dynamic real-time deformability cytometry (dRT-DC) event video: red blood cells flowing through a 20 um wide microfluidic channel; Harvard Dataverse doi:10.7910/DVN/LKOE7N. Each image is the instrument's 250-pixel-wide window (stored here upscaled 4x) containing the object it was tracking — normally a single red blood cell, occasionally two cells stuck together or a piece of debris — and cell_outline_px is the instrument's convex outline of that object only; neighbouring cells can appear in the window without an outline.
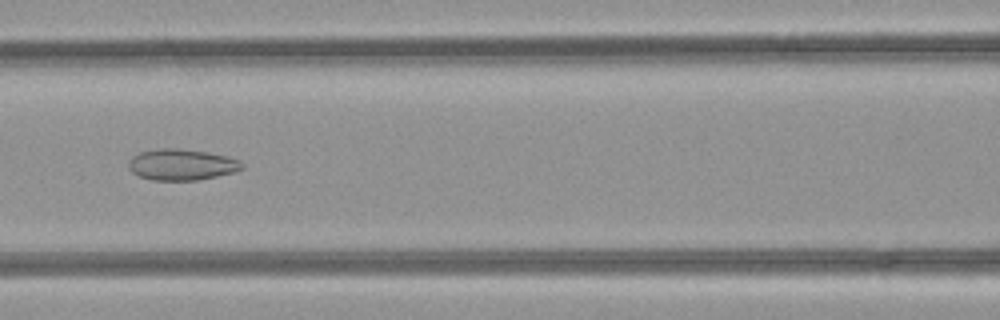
{"species": "common noctule bat (a hibernating species)", "species_latin": "Nyctalus noctula", "temperature_condition": "room temperature", "stored_images_in_passage": 39, "camera_frame_rate_fps": 3000, "um_per_image_px": 0.085, "animal": {"sex": "female", "body_mass_g": 21.9}, "frame": {"image": 1, "passage_image": 11, "time_ms": 3.333, "image_size_px": [1000, 320], "cell_outline_px": [[244, 168], [236, 172], [196, 180], [152, 180], [140, 176], [132, 172], [128, 168], [128, 160], [132, 156], [140, 152], [160, 148], [176, 148], [208, 152], [228, 156], [240, 160], [244, 164]], "centroid_in_image_um": [15.46, 13.99], "position_along_channel_um": 151.1, "area_um2": 20.75}}
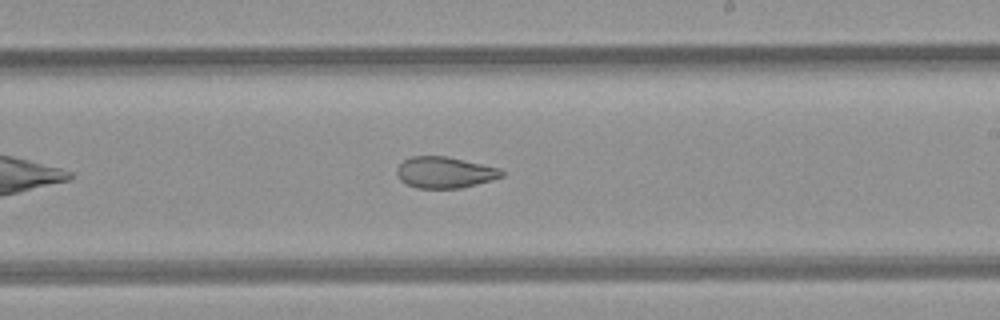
{"frame": {"image": 2, "passage_image": 18, "time_ms": 5.667, "image_size_px": [1000, 320], "cell_outline_px": [[504, 176], [492, 180], [460, 188], [416, 188], [400, 180], [396, 172], [396, 168], [404, 160], [412, 156], [448, 156], [500, 168], [504, 172]], "centroid_in_image_um": [37.81, 14.65], "position_along_channel_um": 251.2, "area_um2": 19.13}}
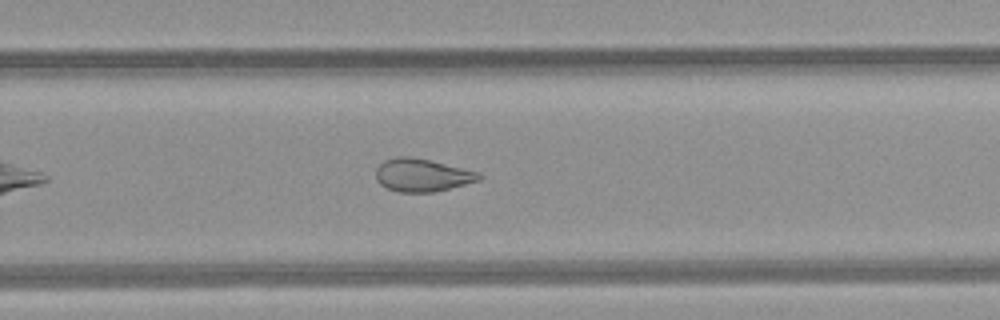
{"frame": {"image": 3, "passage_image": 21, "time_ms": 6.667, "image_size_px": [1000, 320], "cell_outline_px": [[484, 176], [480, 180], [436, 192], [400, 192], [388, 188], [380, 184], [376, 180], [376, 168], [384, 160], [396, 156], [412, 156], [480, 172]], "centroid_in_image_um": [35.89, 14.88], "position_along_channel_um": 293.9, "area_um2": 19.88}, "authors_computed_cell_mechanics": {"area_um2": 22.3686, "velocity_mm_per_s": 4.3025, "shape_relaxation_time_tau1_ms": null, "shape_relaxation_time_tau2_ms": 2.0167, "deformation_change_tau1": null, "deformation_change_tau2": 0.0833}}